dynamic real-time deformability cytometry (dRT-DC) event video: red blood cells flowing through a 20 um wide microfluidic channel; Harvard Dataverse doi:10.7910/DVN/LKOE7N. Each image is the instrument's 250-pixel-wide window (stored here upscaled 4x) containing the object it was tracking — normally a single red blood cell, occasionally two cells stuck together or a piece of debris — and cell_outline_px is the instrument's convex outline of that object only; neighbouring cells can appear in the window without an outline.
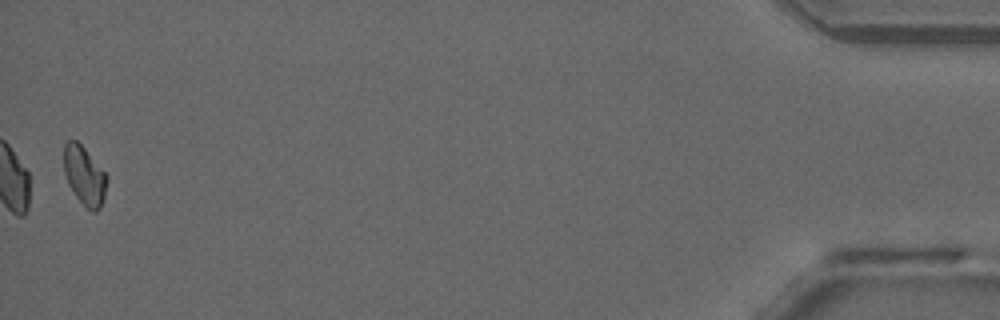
{"species": "common noctule bat (a hibernating species)", "species_latin": "Nyctalus noctula", "temperature_condition": "warm", "stored_images_in_passage": 45, "camera_frame_rate_fps": 3000, "um_per_image_px": 0.085, "animal": {"sex": "male", "forearm_length_mm": 52.5}, "frame": {"image": 1, "passage_image": 45, "time_ms": 14.667, "image_size_px": [1000, 320], "cell_outline_px": [[108, 176], [104, 200], [100, 208], [96, 212], [92, 212], [76, 196], [68, 184], [64, 172], [64, 144], [68, 140], [76, 140], [84, 148]], "centroid_in_image_um": [7.18, 14.94], "position_along_channel_um": 428.0, "area_um2": 14.62}}